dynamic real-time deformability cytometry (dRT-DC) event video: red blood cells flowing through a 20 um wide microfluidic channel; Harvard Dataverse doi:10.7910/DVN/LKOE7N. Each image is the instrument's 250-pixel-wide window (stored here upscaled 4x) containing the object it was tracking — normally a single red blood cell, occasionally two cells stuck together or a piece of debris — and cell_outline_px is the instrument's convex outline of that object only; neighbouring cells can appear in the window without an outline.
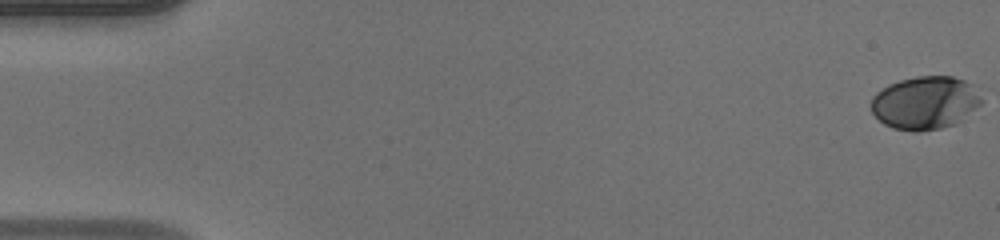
{"species": "human", "species_latin": "Homo sapiens", "temperature_condition": "warm", "stored_images_in_passage": 50, "camera_frame_rate_fps": 3000, "um_per_image_px": 0.085, "donor": {"sex": "male"}, "frame": {"image": 1, "passage_image": 1, "time_ms": 0.0, "image_size_px": [1000, 240], "cell_outline_px": [[984, 100], [980, 104], [956, 124], [940, 128], [916, 132], [912, 132], [892, 128], [884, 124], [872, 112], [868, 104], [872, 96], [876, 92], [888, 84], [900, 80], [916, 76], [952, 76], [964, 80], [972, 84]], "centroid_in_image_um": [78.6, 8.73], "position_along_channel_um": 6.4, "area_um2": 34.45}}
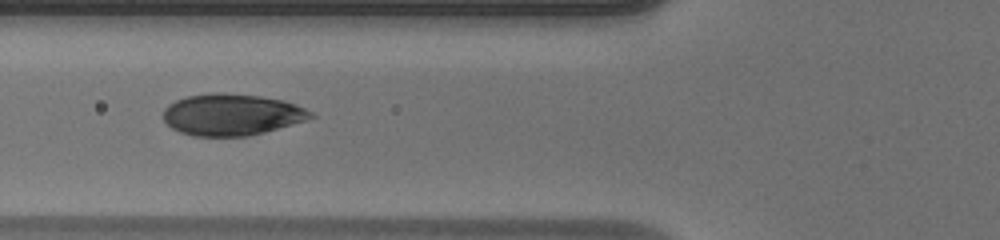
{"frame": {"image": 2, "passage_image": 20, "time_ms": 6.333, "image_size_px": [1000, 240], "cell_outline_px": [[316, 116], [292, 124], [264, 132], [248, 136], [192, 136], [180, 132], [172, 128], [164, 120], [164, 108], [168, 104], [176, 100], [188, 96], [220, 92], [260, 96], [284, 100], [296, 104], [312, 112]], "centroid_in_image_um": [19.69, 9.74], "position_along_channel_um": 106.1, "area_um2": 35.55}}
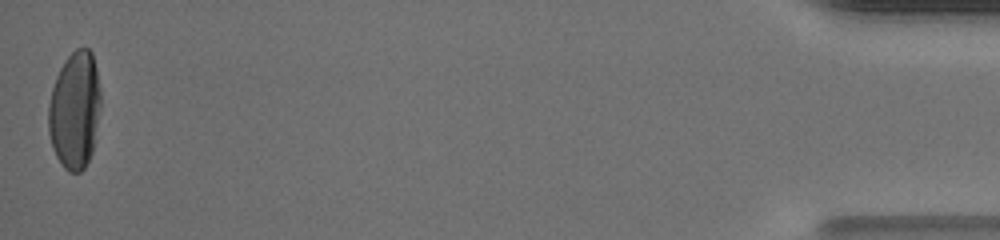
{"frame": {"image": 3, "passage_image": 50, "time_ms": 16.333, "image_size_px": [1000, 240], "cell_outline_px": [[100, 104], [92, 152], [84, 168], [80, 172], [68, 172], [60, 164], [52, 148], [48, 132], [48, 104], [52, 88], [56, 76], [64, 60], [76, 48], [88, 48], [92, 52], [96, 68], [100, 88]], "centroid_in_image_um": [6.33, 9.36], "position_along_channel_um": 428.9, "area_um2": 35.89}, "authors_computed_cell_mechanics": {"area_um2": 35.5181, "velocity_mm_per_s": 4.1689, "shape_relaxation_time_tau1_ms": 3.5906, "shape_relaxation_time_tau2_ms": null, "deformation_change_tau1": 0.1973, "deformation_change_tau2": null}}